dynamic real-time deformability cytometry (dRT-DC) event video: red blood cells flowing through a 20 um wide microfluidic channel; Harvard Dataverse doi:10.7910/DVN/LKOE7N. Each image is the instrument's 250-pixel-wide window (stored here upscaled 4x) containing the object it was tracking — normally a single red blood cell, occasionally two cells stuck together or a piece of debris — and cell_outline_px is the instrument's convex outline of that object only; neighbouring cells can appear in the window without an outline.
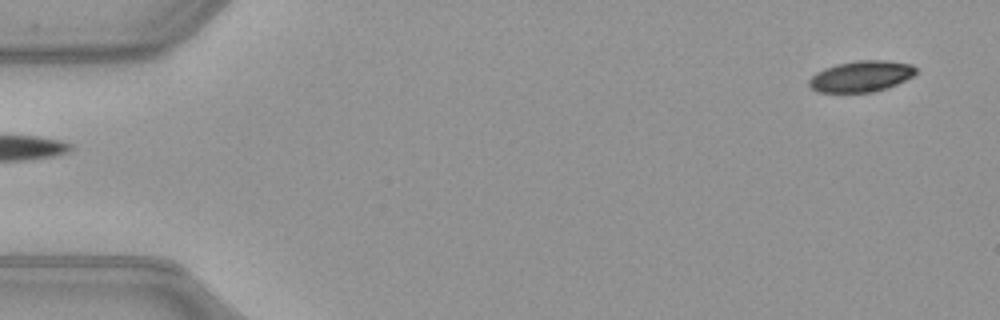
{"species": "common noctule bat (a hibernating species)", "species_latin": "Nyctalus noctula", "temperature_condition": "warm", "stored_images_in_passage": 50, "camera_frame_rate_fps": 3000, "um_per_image_px": 0.085, "animal": {"sex": "female", "body_mass_g": 21.9}, "frame": {"image": 1, "passage_image": 1, "time_ms": 0.0, "image_size_px": [1000, 320], "cell_outline_px": [[916, 72], [912, 76], [888, 88], [872, 92], [820, 92], [812, 88], [808, 84], [808, 80], [816, 72], [824, 68], [836, 64], [856, 60], [884, 60], [912, 64], [916, 68]], "centroid_in_image_um": [73.18, 6.48], "position_along_channel_um": 11.8, "area_um2": 19.31}}
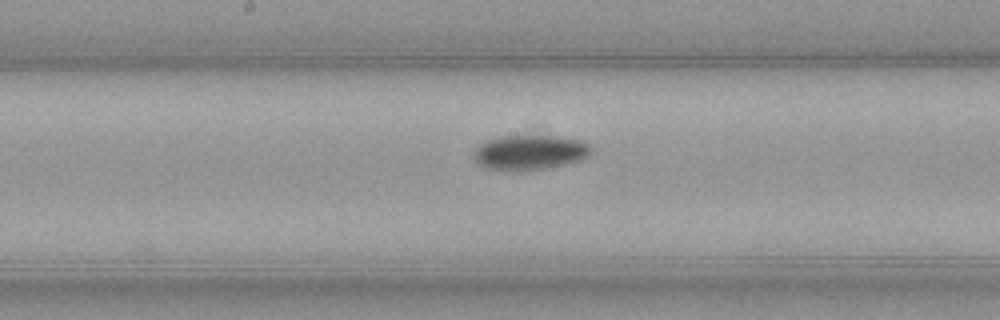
{"frame": {"image": 2, "passage_image": 25, "time_ms": 8.0, "image_size_px": [1000, 320], "cell_outline_px": [[592, 152], [588, 156], [580, 160], [544, 168], [520, 172], [484, 168], [476, 160], [472, 152], [480, 144], [488, 140], [500, 136], [556, 136], [584, 140], [592, 144]], "centroid_in_image_um": [45.06, 12.95], "position_along_channel_um": 203.1, "area_um2": 24.04}}
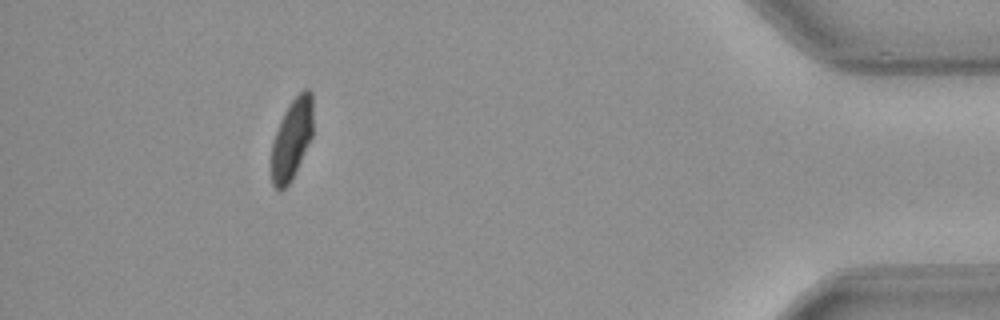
{"frame": {"image": 3, "passage_image": 45, "time_ms": 14.667, "image_size_px": [1000, 320], "cell_outline_px": [[312, 136], [292, 180], [284, 188], [276, 188], [272, 184], [272, 144], [280, 120], [288, 104], [304, 88], [308, 88], [312, 92]], "centroid_in_image_um": [24.81, 11.78], "position_along_channel_um": 410.4, "area_um2": 19.36}, "authors_computed_cell_mechanics": {"area_um2": 21.5594, "velocity_mm_per_s": 4.0117, "shape_relaxation_time_tau1_ms": 4.5221, "shape_relaxation_time_tau2_ms": null, "deformation_change_tau1": 0.1549, "deformation_change_tau2": null}}